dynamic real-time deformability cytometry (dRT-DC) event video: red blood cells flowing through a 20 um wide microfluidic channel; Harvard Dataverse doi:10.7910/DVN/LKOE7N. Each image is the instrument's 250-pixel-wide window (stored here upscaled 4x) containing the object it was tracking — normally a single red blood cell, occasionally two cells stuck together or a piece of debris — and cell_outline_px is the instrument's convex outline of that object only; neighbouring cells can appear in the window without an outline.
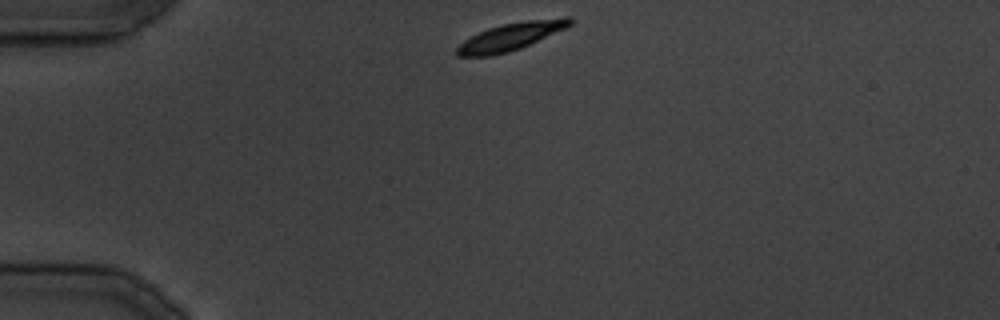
{"species": "common noctule bat (a hibernating species)", "species_latin": "Nyctalus noctula", "temperature_condition": "cold", "stored_images_in_passage": 21, "camera_frame_rate_fps": 3000, "um_per_image_px": 0.085, "animal": {"sex": "male", "body_mass_g": 19.5, "forearm_length_mm": 54.6}, "frame": {"image": 1, "passage_image": 1, "time_ms": 0.0, "image_size_px": [1000, 320], "cell_outline_px": [[572, 24], [564, 28], [520, 48], [508, 52], [488, 56], [456, 56], [456, 48], [464, 40], [488, 28], [500, 24], [524, 20], [564, 16], [572, 16]], "centroid_in_image_um": [43.43, 3.08], "position_along_channel_um": 41.6, "area_um2": 18.03}}
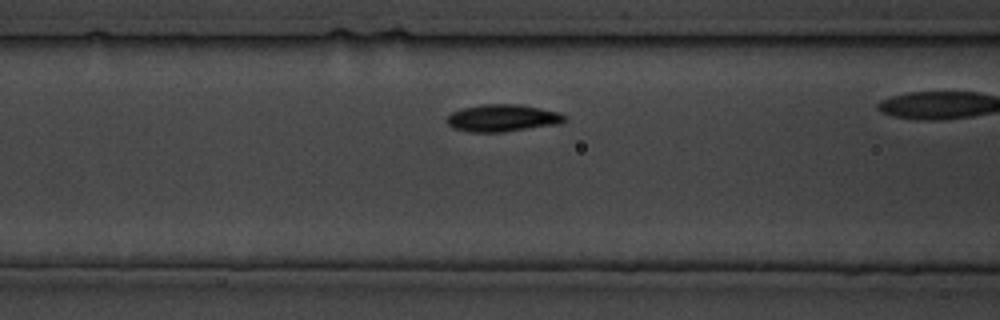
{"frame": {"image": 2, "passage_image": 7, "time_ms": 7.667, "image_size_px": [1000, 320], "cell_outline_px": [[568, 120], [560, 124], [504, 132], [472, 132], [452, 128], [448, 124], [448, 116], [452, 112], [464, 108], [480, 104], [520, 104], [560, 112], [568, 116]], "centroid_in_image_um": [42.79, 10.03], "position_along_channel_um": 123.8, "area_um2": 18.84}}